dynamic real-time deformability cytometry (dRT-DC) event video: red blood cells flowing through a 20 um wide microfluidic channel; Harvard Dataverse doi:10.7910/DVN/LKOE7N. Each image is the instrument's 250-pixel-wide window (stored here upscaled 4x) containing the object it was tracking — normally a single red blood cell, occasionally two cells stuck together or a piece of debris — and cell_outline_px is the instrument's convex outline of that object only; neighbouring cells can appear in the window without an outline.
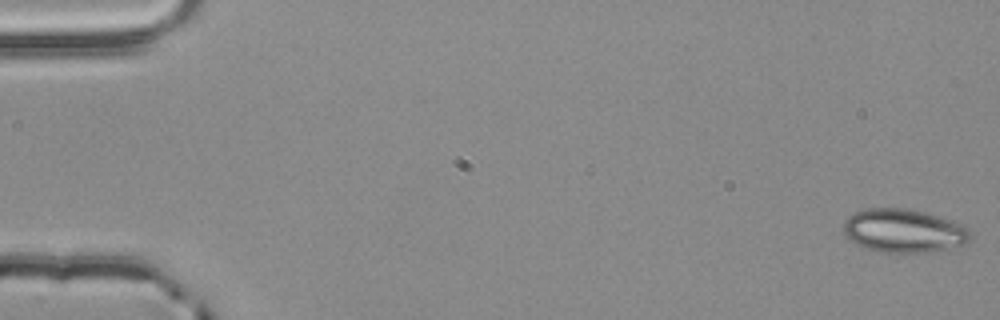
{"species": "common noctule bat (a hibernating species)", "species_latin": "Nyctalus noctula", "temperature_condition": "room temperature", "stored_images_in_passage": 57, "camera_frame_rate_fps": 3000, "um_per_image_px": 0.085, "animal": {"sex": "male", "body_mass_g": 20.4}, "frame": {"image": 1, "passage_image": 1, "time_ms": 0.0, "image_size_px": [1000, 320], "cell_outline_px": [[972, 236], [964, 244], [932, 252], [876, 252], [856, 244], [844, 232], [844, 220], [848, 216], [856, 212], [868, 208], [904, 208], [924, 212], [952, 220], [964, 224], [972, 232]], "centroid_in_image_um": [76.85, 19.61], "position_along_channel_um": 8.2, "area_um2": 32.19}}
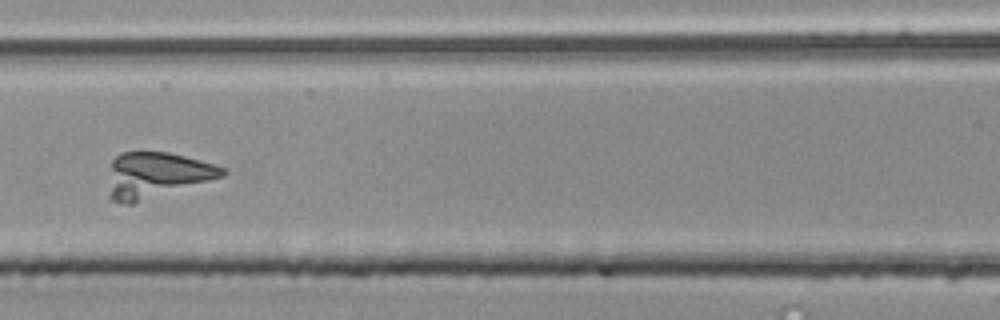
{"frame": {"image": 2, "passage_image": 25, "time_ms": 8.0, "image_size_px": [1000, 320], "cell_outline_px": [[228, 172], [224, 176], [132, 204], [128, 204], [108, 200], [108, 196], [112, 160], [120, 152], [168, 152], [184, 156], [212, 164], [224, 168]], "centroid_in_image_um": [13.26, 14.89], "position_along_channel_um": 153.3, "area_um2": 30.06}}
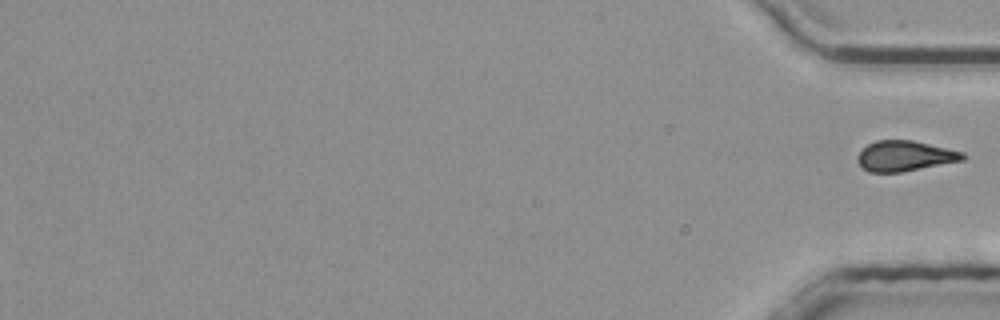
{"frame": {"image": 3, "passage_image": 57, "time_ms": 18.667, "image_size_px": [1000, 320], "cell_outline_px": [[968, 156], [964, 160], [900, 172], [868, 172], [856, 160], [856, 156], [868, 144], [876, 140], [912, 140], [964, 152]], "centroid_in_image_um": [76.92, 13.25], "position_along_channel_um": 358.3, "area_um2": 18.55}}